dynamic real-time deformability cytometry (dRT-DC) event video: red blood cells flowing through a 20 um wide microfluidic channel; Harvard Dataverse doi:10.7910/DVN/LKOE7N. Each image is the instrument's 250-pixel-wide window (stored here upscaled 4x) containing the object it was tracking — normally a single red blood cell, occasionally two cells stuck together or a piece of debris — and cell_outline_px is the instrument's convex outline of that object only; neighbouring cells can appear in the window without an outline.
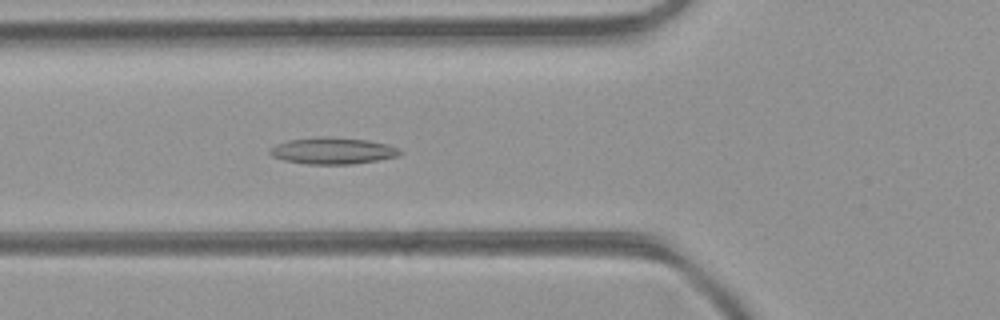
{"species": "common noctule bat (a hibernating species)", "species_latin": "Nyctalus noctula", "temperature_condition": "room temperature", "stored_images_in_passage": 47, "camera_frame_rate_fps": 3000, "um_per_image_px": 0.085, "animal": {"sex": "female", "body_mass_g": 21.9}, "frame": {"image": 1, "passage_image": 17, "time_ms": 5.333, "image_size_px": [1000, 320], "cell_outline_px": [[404, 152], [396, 156], [376, 160], [352, 164], [304, 164], [284, 160], [272, 156], [268, 152], [268, 148], [276, 144], [288, 140], [320, 136], [328, 136], [368, 140], [388, 144], [400, 148]], "centroid_in_image_um": [28.26, 12.8], "position_along_channel_um": 97.5, "area_um2": 20.35}}
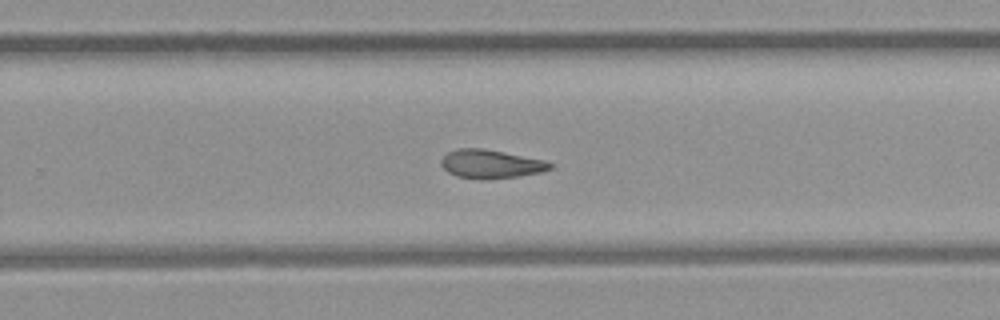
{"frame": {"image": 2, "passage_image": 30, "time_ms": 9.667, "image_size_px": [1000, 320], "cell_outline_px": [[556, 164], [552, 168], [540, 172], [516, 176], [480, 180], [456, 176], [448, 172], [440, 164], [440, 160], [448, 152], [456, 148], [484, 148], [544, 160]], "centroid_in_image_um": [41.7, 13.93], "position_along_channel_um": 288.1, "area_um2": 18.21}}
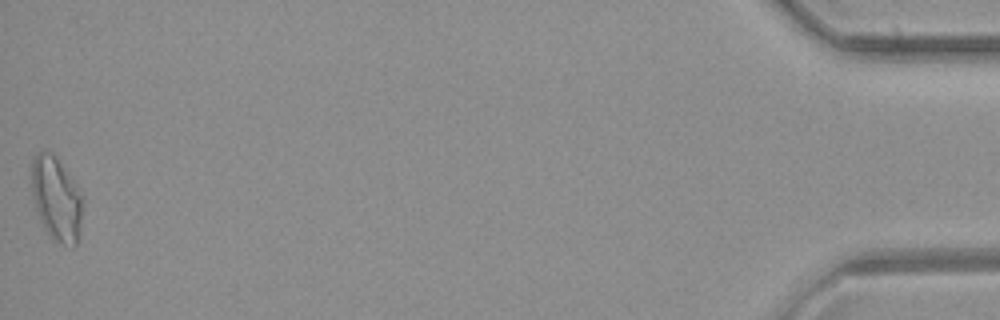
{"frame": {"image": 3, "passage_image": 47, "time_ms": 15.333, "image_size_px": [1000, 320], "cell_outline_px": [[84, 204], [76, 244], [72, 248], [52, 240], [44, 228], [36, 212], [32, 192], [32, 156], [36, 152], [44, 148], [52, 152], [56, 156], [84, 200]], "centroid_in_image_um": [4.77, 16.89], "position_along_channel_um": 430.4, "area_um2": 25.14}, "authors_computed_cell_mechanics": {"area_um2": 19.074, "velocity_mm_per_s": 4.3874, "shape_relaxation_time_tau1_ms": null, "shape_relaxation_time_tau2_ms": 6.1385, "deformation_change_tau1": null, "deformation_change_tau2": 0.1592}}